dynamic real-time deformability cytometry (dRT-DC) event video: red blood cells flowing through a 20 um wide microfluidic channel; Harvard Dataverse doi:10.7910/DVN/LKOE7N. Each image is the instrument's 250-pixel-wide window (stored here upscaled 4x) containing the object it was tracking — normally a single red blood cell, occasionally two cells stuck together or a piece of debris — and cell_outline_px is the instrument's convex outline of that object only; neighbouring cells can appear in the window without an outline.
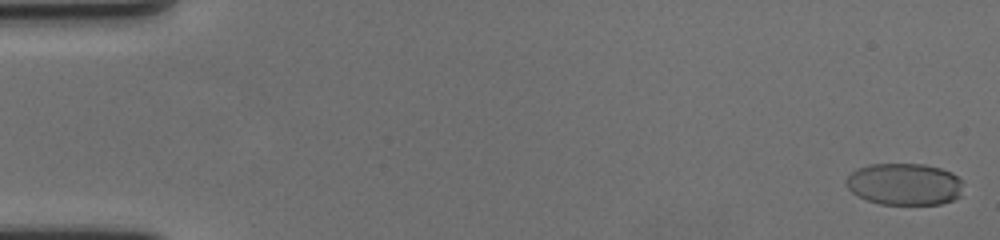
{"species": "human", "species_latin": "Homo sapiens", "temperature_condition": "cold", "stored_images_in_passage": 60, "camera_frame_rate_fps": 3000, "um_per_image_px": 0.085, "donor": {"sex": "female"}, "frame": {"image": 1, "passage_image": 2, "time_ms": 0.333, "image_size_px": [1000, 240], "cell_outline_px": [[960, 196], [952, 200], [940, 204], [880, 204], [868, 200], [852, 192], [848, 188], [844, 180], [856, 168], [868, 164], [924, 164], [940, 168], [952, 172], [960, 180]], "centroid_in_image_um": [76.84, 15.64], "position_along_channel_um": 8.2, "area_um2": 28.44}}
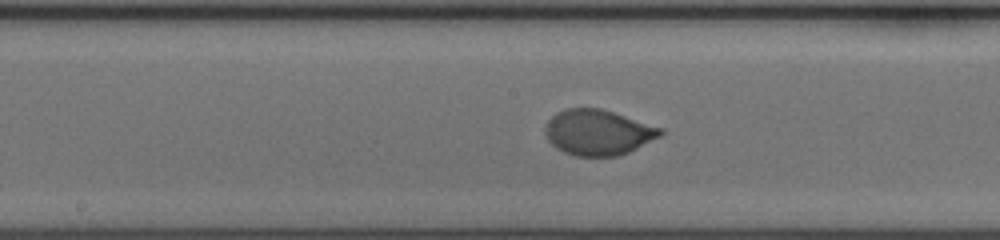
{"frame": {"image": 2, "passage_image": 32, "time_ms": 10.333, "image_size_px": [1000, 240], "cell_outline_px": [[664, 132], [660, 136], [620, 156], [576, 156], [564, 152], [556, 148], [548, 140], [544, 132], [544, 128], [548, 120], [556, 112], [564, 108], [600, 108], [664, 128]], "centroid_in_image_um": [50.81, 11.25], "position_along_channel_um": 197.4, "area_um2": 30.63}}
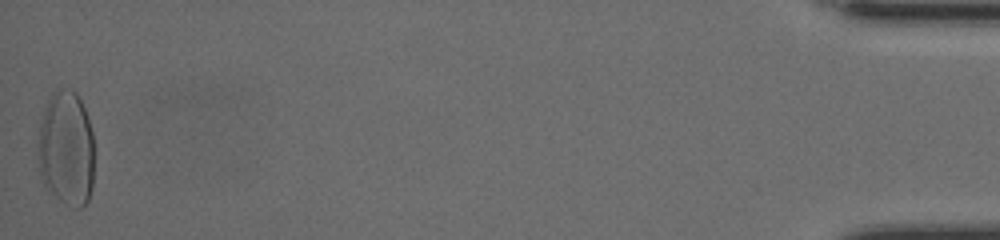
{"frame": {"image": 3, "passage_image": 60, "time_ms": 19.667, "image_size_px": [1000, 240], "cell_outline_px": [[92, 188], [88, 200], [80, 208], [76, 208], [60, 200], [48, 192], [40, 176], [36, 156], [36, 140], [44, 108], [52, 92], [56, 88], [68, 88], [76, 92], [84, 108], [92, 132]], "centroid_in_image_um": [5.57, 12.62], "position_along_channel_um": 429.6, "area_um2": 38.32}, "authors_computed_cell_mechanics": {"area_um2": 30.7785, "velocity_mm_per_s": 3.5202, "shape_relaxation_time_tau1_ms": 6.8725, "shape_relaxation_time_tau2_ms": null, "deformation_change_tau1": 0.2054, "deformation_change_tau2": null}}